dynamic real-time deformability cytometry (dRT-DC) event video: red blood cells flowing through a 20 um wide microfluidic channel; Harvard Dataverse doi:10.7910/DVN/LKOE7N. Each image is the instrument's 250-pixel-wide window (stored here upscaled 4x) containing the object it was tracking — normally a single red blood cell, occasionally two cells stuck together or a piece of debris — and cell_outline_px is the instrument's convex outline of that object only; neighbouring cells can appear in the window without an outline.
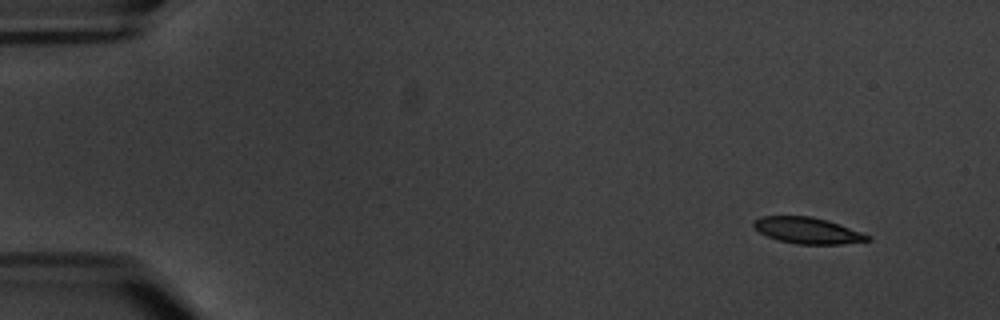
{"species": "common noctule bat (a hibernating species)", "species_latin": "Nyctalus noctula", "temperature_condition": "warm", "stored_images_in_passage": 7, "camera_frame_rate_fps": 3000, "um_per_image_px": 0.085, "animal": {"sex": "male", "body_mass_g": 20.1, "forearm_length_mm": 53.5}, "frame": {"image": 1, "passage_image": 1, "time_ms": 0.0, "image_size_px": [1000, 320], "cell_outline_px": [[872, 240], [840, 244], [796, 244], [780, 240], [768, 236], [760, 232], [752, 224], [752, 220], [760, 216], [812, 216], [828, 220], [872, 236]], "centroid_in_image_um": [68.65, 19.58], "position_along_channel_um": 16.4, "area_um2": 17.4}}